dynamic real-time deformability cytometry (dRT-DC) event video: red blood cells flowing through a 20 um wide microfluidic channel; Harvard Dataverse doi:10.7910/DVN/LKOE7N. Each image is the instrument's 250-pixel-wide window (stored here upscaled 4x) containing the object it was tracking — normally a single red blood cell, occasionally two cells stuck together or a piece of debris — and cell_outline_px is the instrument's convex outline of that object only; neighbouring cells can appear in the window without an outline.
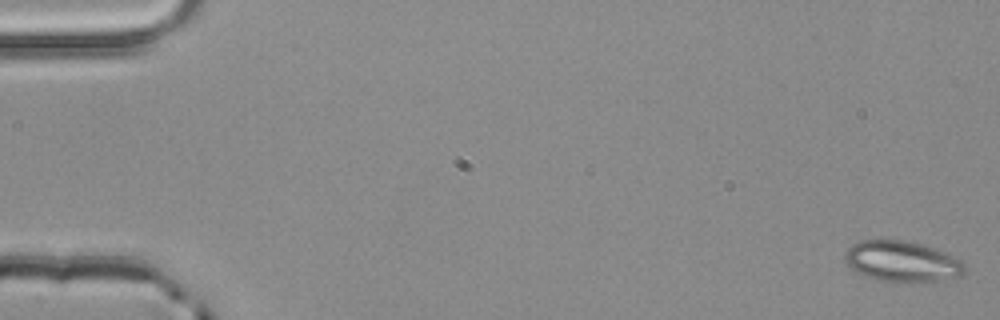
{"species": "common noctule bat (a hibernating species)", "species_latin": "Nyctalus noctula", "temperature_condition": "room temperature", "stored_images_in_passage": 3, "camera_frame_rate_fps": 3000, "um_per_image_px": 0.085, "animal": {"sex": "male", "body_mass_g": 20.4}, "frame": {"image": 1, "passage_image": 1, "time_ms": 0.0, "image_size_px": [1000, 320], "cell_outline_px": [[964, 272], [960, 276], [924, 284], [904, 284], [876, 280], [864, 276], [856, 272], [844, 260], [844, 252], [852, 244], [860, 240], [904, 240], [936, 248], [960, 260], [964, 264]], "centroid_in_image_um": [76.66, 22.26], "position_along_channel_um": 8.3, "area_um2": 29.19}}